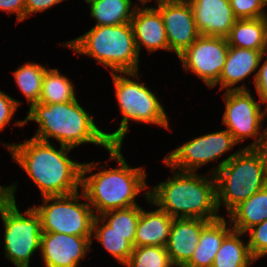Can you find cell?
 <instances>
[{"label":"cell","mask_w":267,"mask_h":267,"mask_svg":"<svg viewBox=\"0 0 267 267\" xmlns=\"http://www.w3.org/2000/svg\"><path fill=\"white\" fill-rule=\"evenodd\" d=\"M16 161L41 191L42 197L69 195L81 186L83 163L68 157L73 148L31 138L21 144H5Z\"/></svg>","instance_id":"cell-1"},{"label":"cell","mask_w":267,"mask_h":267,"mask_svg":"<svg viewBox=\"0 0 267 267\" xmlns=\"http://www.w3.org/2000/svg\"><path fill=\"white\" fill-rule=\"evenodd\" d=\"M110 159L118 162V168L104 169L91 176L86 175L98 166L97 163H83L81 190L97 213L138 205L135 197L147 188L145 170L141 167L130 168L121 153V145H112L109 149Z\"/></svg>","instance_id":"cell-2"},{"label":"cell","mask_w":267,"mask_h":267,"mask_svg":"<svg viewBox=\"0 0 267 267\" xmlns=\"http://www.w3.org/2000/svg\"><path fill=\"white\" fill-rule=\"evenodd\" d=\"M28 121L39 124L34 137L37 140L50 142L55 138L60 145L70 148L83 143H93L109 149L112 143L106 132L100 130L90 116L76 100L66 103L42 104L37 102L29 108V114L23 121H16L15 125L24 126Z\"/></svg>","instance_id":"cell-3"},{"label":"cell","mask_w":267,"mask_h":267,"mask_svg":"<svg viewBox=\"0 0 267 267\" xmlns=\"http://www.w3.org/2000/svg\"><path fill=\"white\" fill-rule=\"evenodd\" d=\"M174 171L171 178L145 193L148 203L173 218L219 219L215 176L206 178L195 172Z\"/></svg>","instance_id":"cell-4"},{"label":"cell","mask_w":267,"mask_h":267,"mask_svg":"<svg viewBox=\"0 0 267 267\" xmlns=\"http://www.w3.org/2000/svg\"><path fill=\"white\" fill-rule=\"evenodd\" d=\"M216 203H224L228 214L267 185V161L255 148H242L213 169Z\"/></svg>","instance_id":"cell-5"},{"label":"cell","mask_w":267,"mask_h":267,"mask_svg":"<svg viewBox=\"0 0 267 267\" xmlns=\"http://www.w3.org/2000/svg\"><path fill=\"white\" fill-rule=\"evenodd\" d=\"M77 55L85 54L116 73L138 72L139 53L130 23L94 26L82 36L67 41Z\"/></svg>","instance_id":"cell-6"},{"label":"cell","mask_w":267,"mask_h":267,"mask_svg":"<svg viewBox=\"0 0 267 267\" xmlns=\"http://www.w3.org/2000/svg\"><path fill=\"white\" fill-rule=\"evenodd\" d=\"M16 186L4 187L0 200V214L4 222L5 256L16 267H29L31 256L40 249L42 221L33 208L20 213L15 200Z\"/></svg>","instance_id":"cell-7"},{"label":"cell","mask_w":267,"mask_h":267,"mask_svg":"<svg viewBox=\"0 0 267 267\" xmlns=\"http://www.w3.org/2000/svg\"><path fill=\"white\" fill-rule=\"evenodd\" d=\"M115 87V95L123 115L119 128L113 133H105L112 145H121L128 132V121L140 123L157 124L160 127L169 129L168 117L164 108L157 99L155 93L150 91L144 83L126 78H137L138 72H122L124 77L112 72ZM126 75V76H125Z\"/></svg>","instance_id":"cell-8"},{"label":"cell","mask_w":267,"mask_h":267,"mask_svg":"<svg viewBox=\"0 0 267 267\" xmlns=\"http://www.w3.org/2000/svg\"><path fill=\"white\" fill-rule=\"evenodd\" d=\"M78 192L42 197L43 204L33 207L41 217L43 232L92 237L96 211L89 203L79 202L82 192Z\"/></svg>","instance_id":"cell-9"},{"label":"cell","mask_w":267,"mask_h":267,"mask_svg":"<svg viewBox=\"0 0 267 267\" xmlns=\"http://www.w3.org/2000/svg\"><path fill=\"white\" fill-rule=\"evenodd\" d=\"M222 96L225 100L223 123L227 126L228 132L236 143L248 137H255L256 141L245 147L255 148L260 140L259 130L267 115V108L262 111L259 104L262 102L254 100L248 90H230Z\"/></svg>","instance_id":"cell-10"},{"label":"cell","mask_w":267,"mask_h":267,"mask_svg":"<svg viewBox=\"0 0 267 267\" xmlns=\"http://www.w3.org/2000/svg\"><path fill=\"white\" fill-rule=\"evenodd\" d=\"M236 144L233 136L225 129L185 142L169 153L168 157H164L163 161L171 170L195 172L201 165L217 160Z\"/></svg>","instance_id":"cell-11"},{"label":"cell","mask_w":267,"mask_h":267,"mask_svg":"<svg viewBox=\"0 0 267 267\" xmlns=\"http://www.w3.org/2000/svg\"><path fill=\"white\" fill-rule=\"evenodd\" d=\"M229 47L224 37L200 35L178 58L187 72L195 73L212 88L223 71Z\"/></svg>","instance_id":"cell-12"},{"label":"cell","mask_w":267,"mask_h":267,"mask_svg":"<svg viewBox=\"0 0 267 267\" xmlns=\"http://www.w3.org/2000/svg\"><path fill=\"white\" fill-rule=\"evenodd\" d=\"M165 26L169 51L181 55L200 36L188 0H157Z\"/></svg>","instance_id":"cell-13"},{"label":"cell","mask_w":267,"mask_h":267,"mask_svg":"<svg viewBox=\"0 0 267 267\" xmlns=\"http://www.w3.org/2000/svg\"><path fill=\"white\" fill-rule=\"evenodd\" d=\"M92 237L43 232L40 251L45 267H77L86 256Z\"/></svg>","instance_id":"cell-14"},{"label":"cell","mask_w":267,"mask_h":267,"mask_svg":"<svg viewBox=\"0 0 267 267\" xmlns=\"http://www.w3.org/2000/svg\"><path fill=\"white\" fill-rule=\"evenodd\" d=\"M200 35L226 38L238 20L229 0H188Z\"/></svg>","instance_id":"cell-15"},{"label":"cell","mask_w":267,"mask_h":267,"mask_svg":"<svg viewBox=\"0 0 267 267\" xmlns=\"http://www.w3.org/2000/svg\"><path fill=\"white\" fill-rule=\"evenodd\" d=\"M209 220L174 218L165 248L175 267H184L191 259L203 228Z\"/></svg>","instance_id":"cell-16"},{"label":"cell","mask_w":267,"mask_h":267,"mask_svg":"<svg viewBox=\"0 0 267 267\" xmlns=\"http://www.w3.org/2000/svg\"><path fill=\"white\" fill-rule=\"evenodd\" d=\"M130 24L138 53L141 45L150 53L159 49L169 50L162 15L157 8L136 6Z\"/></svg>","instance_id":"cell-17"},{"label":"cell","mask_w":267,"mask_h":267,"mask_svg":"<svg viewBox=\"0 0 267 267\" xmlns=\"http://www.w3.org/2000/svg\"><path fill=\"white\" fill-rule=\"evenodd\" d=\"M264 56L265 53L260 50L230 46L223 71L212 87L221 83L220 90H247L245 85L233 86L258 70Z\"/></svg>","instance_id":"cell-18"},{"label":"cell","mask_w":267,"mask_h":267,"mask_svg":"<svg viewBox=\"0 0 267 267\" xmlns=\"http://www.w3.org/2000/svg\"><path fill=\"white\" fill-rule=\"evenodd\" d=\"M173 219V217L159 208L151 212H147L142 209L137 223L134 247H165Z\"/></svg>","instance_id":"cell-19"},{"label":"cell","mask_w":267,"mask_h":267,"mask_svg":"<svg viewBox=\"0 0 267 267\" xmlns=\"http://www.w3.org/2000/svg\"><path fill=\"white\" fill-rule=\"evenodd\" d=\"M233 230L227 228L226 219L210 221L202 230L198 246L190 261L184 267H212L215 255L220 249L224 238Z\"/></svg>","instance_id":"cell-20"},{"label":"cell","mask_w":267,"mask_h":267,"mask_svg":"<svg viewBox=\"0 0 267 267\" xmlns=\"http://www.w3.org/2000/svg\"><path fill=\"white\" fill-rule=\"evenodd\" d=\"M265 220H267V185L229 213L230 227L244 234Z\"/></svg>","instance_id":"cell-21"},{"label":"cell","mask_w":267,"mask_h":267,"mask_svg":"<svg viewBox=\"0 0 267 267\" xmlns=\"http://www.w3.org/2000/svg\"><path fill=\"white\" fill-rule=\"evenodd\" d=\"M266 17L239 19L234 23L226 39L229 46L264 52Z\"/></svg>","instance_id":"cell-22"},{"label":"cell","mask_w":267,"mask_h":267,"mask_svg":"<svg viewBox=\"0 0 267 267\" xmlns=\"http://www.w3.org/2000/svg\"><path fill=\"white\" fill-rule=\"evenodd\" d=\"M90 5L91 17L97 20L95 26H113L130 23L135 7L131 0H85ZM131 9V11H130Z\"/></svg>","instance_id":"cell-23"},{"label":"cell","mask_w":267,"mask_h":267,"mask_svg":"<svg viewBox=\"0 0 267 267\" xmlns=\"http://www.w3.org/2000/svg\"><path fill=\"white\" fill-rule=\"evenodd\" d=\"M244 233L232 230L223 240L212 267H248L256 261L248 244L239 239Z\"/></svg>","instance_id":"cell-24"},{"label":"cell","mask_w":267,"mask_h":267,"mask_svg":"<svg viewBox=\"0 0 267 267\" xmlns=\"http://www.w3.org/2000/svg\"><path fill=\"white\" fill-rule=\"evenodd\" d=\"M102 221V226H98ZM94 238L122 265H125L133 251L134 246L128 241V236L121 235L109 226L99 215L94 219Z\"/></svg>","instance_id":"cell-25"},{"label":"cell","mask_w":267,"mask_h":267,"mask_svg":"<svg viewBox=\"0 0 267 267\" xmlns=\"http://www.w3.org/2000/svg\"><path fill=\"white\" fill-rule=\"evenodd\" d=\"M76 100L74 86L58 69H47L39 102L42 104L66 103Z\"/></svg>","instance_id":"cell-26"},{"label":"cell","mask_w":267,"mask_h":267,"mask_svg":"<svg viewBox=\"0 0 267 267\" xmlns=\"http://www.w3.org/2000/svg\"><path fill=\"white\" fill-rule=\"evenodd\" d=\"M46 70L47 68L43 65L28 62L20 66L16 71H12L17 86L30 103L29 107L39 102Z\"/></svg>","instance_id":"cell-27"},{"label":"cell","mask_w":267,"mask_h":267,"mask_svg":"<svg viewBox=\"0 0 267 267\" xmlns=\"http://www.w3.org/2000/svg\"><path fill=\"white\" fill-rule=\"evenodd\" d=\"M142 208L138 205L111 210L100 215L113 231L128 236V241L134 246L137 223ZM109 218V219H108Z\"/></svg>","instance_id":"cell-28"},{"label":"cell","mask_w":267,"mask_h":267,"mask_svg":"<svg viewBox=\"0 0 267 267\" xmlns=\"http://www.w3.org/2000/svg\"><path fill=\"white\" fill-rule=\"evenodd\" d=\"M126 267H174L167 249L160 246L134 247Z\"/></svg>","instance_id":"cell-29"},{"label":"cell","mask_w":267,"mask_h":267,"mask_svg":"<svg viewBox=\"0 0 267 267\" xmlns=\"http://www.w3.org/2000/svg\"><path fill=\"white\" fill-rule=\"evenodd\" d=\"M248 246L255 260L267 255V220L248 229Z\"/></svg>","instance_id":"cell-30"},{"label":"cell","mask_w":267,"mask_h":267,"mask_svg":"<svg viewBox=\"0 0 267 267\" xmlns=\"http://www.w3.org/2000/svg\"><path fill=\"white\" fill-rule=\"evenodd\" d=\"M229 2L238 20L267 17L264 6L259 0H229Z\"/></svg>","instance_id":"cell-31"},{"label":"cell","mask_w":267,"mask_h":267,"mask_svg":"<svg viewBox=\"0 0 267 267\" xmlns=\"http://www.w3.org/2000/svg\"><path fill=\"white\" fill-rule=\"evenodd\" d=\"M20 104L22 103L0 91V131L10 123V120L13 118Z\"/></svg>","instance_id":"cell-32"},{"label":"cell","mask_w":267,"mask_h":267,"mask_svg":"<svg viewBox=\"0 0 267 267\" xmlns=\"http://www.w3.org/2000/svg\"><path fill=\"white\" fill-rule=\"evenodd\" d=\"M265 55L267 57V53H265ZM253 82L260 101L267 104V59L258 71L255 72Z\"/></svg>","instance_id":"cell-33"},{"label":"cell","mask_w":267,"mask_h":267,"mask_svg":"<svg viewBox=\"0 0 267 267\" xmlns=\"http://www.w3.org/2000/svg\"><path fill=\"white\" fill-rule=\"evenodd\" d=\"M25 2L26 0H0V10L9 14L16 13L19 23L25 20Z\"/></svg>","instance_id":"cell-34"},{"label":"cell","mask_w":267,"mask_h":267,"mask_svg":"<svg viewBox=\"0 0 267 267\" xmlns=\"http://www.w3.org/2000/svg\"><path fill=\"white\" fill-rule=\"evenodd\" d=\"M64 0H26L25 18L32 16L33 13L42 12Z\"/></svg>","instance_id":"cell-35"},{"label":"cell","mask_w":267,"mask_h":267,"mask_svg":"<svg viewBox=\"0 0 267 267\" xmlns=\"http://www.w3.org/2000/svg\"><path fill=\"white\" fill-rule=\"evenodd\" d=\"M255 149L267 161V128L260 134V140Z\"/></svg>","instance_id":"cell-36"},{"label":"cell","mask_w":267,"mask_h":267,"mask_svg":"<svg viewBox=\"0 0 267 267\" xmlns=\"http://www.w3.org/2000/svg\"><path fill=\"white\" fill-rule=\"evenodd\" d=\"M263 53H267V17H266V29H265L264 52Z\"/></svg>","instance_id":"cell-37"},{"label":"cell","mask_w":267,"mask_h":267,"mask_svg":"<svg viewBox=\"0 0 267 267\" xmlns=\"http://www.w3.org/2000/svg\"><path fill=\"white\" fill-rule=\"evenodd\" d=\"M4 197V186H0V200Z\"/></svg>","instance_id":"cell-38"},{"label":"cell","mask_w":267,"mask_h":267,"mask_svg":"<svg viewBox=\"0 0 267 267\" xmlns=\"http://www.w3.org/2000/svg\"><path fill=\"white\" fill-rule=\"evenodd\" d=\"M263 6H266L267 5V0H259Z\"/></svg>","instance_id":"cell-39"},{"label":"cell","mask_w":267,"mask_h":267,"mask_svg":"<svg viewBox=\"0 0 267 267\" xmlns=\"http://www.w3.org/2000/svg\"><path fill=\"white\" fill-rule=\"evenodd\" d=\"M149 0H140V2L142 3V5H145V3H147Z\"/></svg>","instance_id":"cell-40"}]
</instances>
